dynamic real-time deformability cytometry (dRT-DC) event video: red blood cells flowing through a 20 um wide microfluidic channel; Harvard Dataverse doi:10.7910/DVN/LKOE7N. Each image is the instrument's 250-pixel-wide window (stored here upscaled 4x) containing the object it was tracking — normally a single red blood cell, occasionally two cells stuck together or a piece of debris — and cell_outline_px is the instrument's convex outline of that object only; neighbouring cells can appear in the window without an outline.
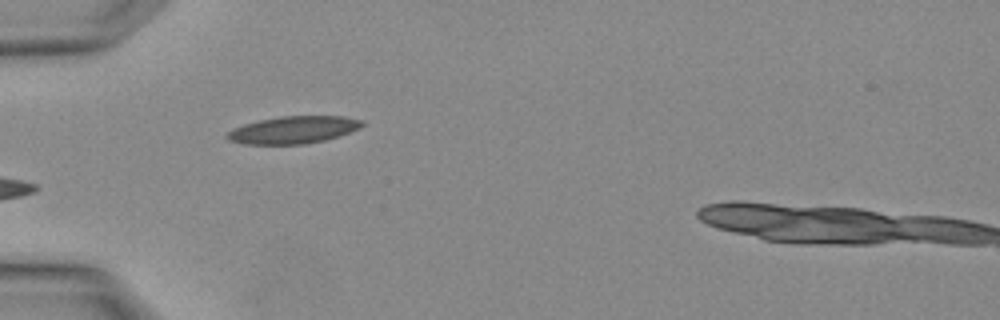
{"species": "Egyptian fruit bat (a non-hibernating species)", "species_latin": "Rousettus aegyptiacus", "temperature_condition": "warm", "stored_images_in_passage": 2, "camera_frame_rate_fps": 3000, "um_per_image_px": 0.085, "animal": {"sex": "female"}, "frame": {"image": 1, "passage_image": 2, "time_ms": 0.333, "image_size_px": [1000, 320], "cell_outline_px": [[364, 124], [360, 128], [324, 140], [304, 144], [244, 144], [228, 140], [224, 136], [232, 128], [244, 124], [260, 120], [280, 116], [344, 116], [364, 120]], "centroid_in_image_um": [24.91, 11.03], "position_along_channel_um": 60.1, "area_um2": 21.44}}